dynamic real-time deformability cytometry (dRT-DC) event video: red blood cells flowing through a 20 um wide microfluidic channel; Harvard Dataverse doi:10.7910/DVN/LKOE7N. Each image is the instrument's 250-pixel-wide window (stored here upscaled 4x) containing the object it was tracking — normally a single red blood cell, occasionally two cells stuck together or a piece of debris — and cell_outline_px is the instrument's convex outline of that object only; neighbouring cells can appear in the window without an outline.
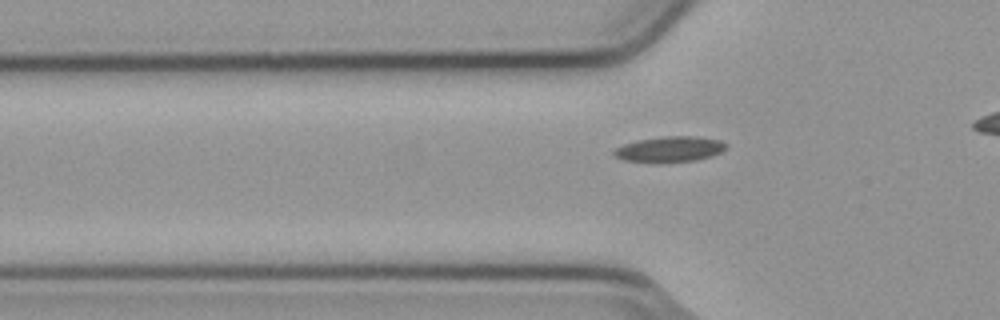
{"species": "common noctule bat (a hibernating species)", "species_latin": "Nyctalus noctula", "temperature_condition": "cold", "stored_images_in_passage": 39, "camera_frame_rate_fps": 3000, "um_per_image_px": 0.085, "animal": {"sex": "male", "body_mass_g": 23.1, "forearm_length_mm": 52.7}, "frame": {"image": 1, "passage_image": 12, "time_ms": 3.667, "image_size_px": [1000, 320], "cell_outline_px": [[728, 148], [720, 152], [696, 160], [656, 164], [624, 160], [616, 156], [612, 152], [616, 148], [624, 144], [636, 140], [664, 136], [696, 136], [720, 140], [728, 144]], "centroid_in_image_um": [56.91, 12.69], "position_along_channel_um": 68.9, "area_um2": 16.99}}
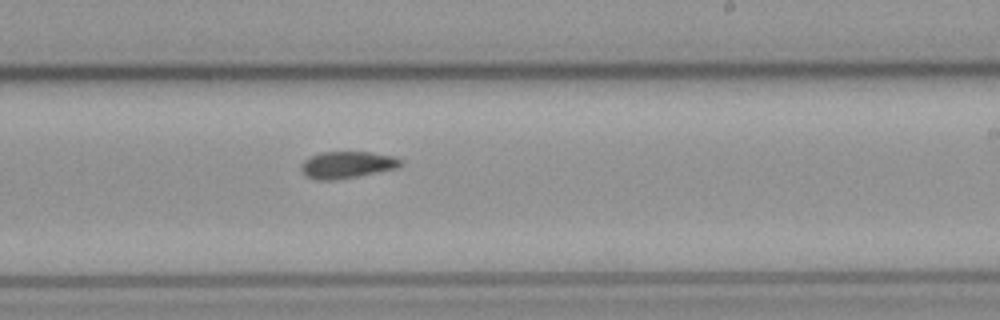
{"frame": {"image": 2, "passage_image": 27, "time_ms": 8.667, "image_size_px": [1000, 320], "cell_outline_px": [[404, 164], [396, 168], [360, 176], [336, 180], [316, 180], [304, 176], [300, 168], [300, 164], [304, 160], [320, 152], [368, 152], [392, 156], [404, 160]], "centroid_in_image_um": [29.48, 14.02], "position_along_channel_um": 259.5, "area_um2": 15.78}}
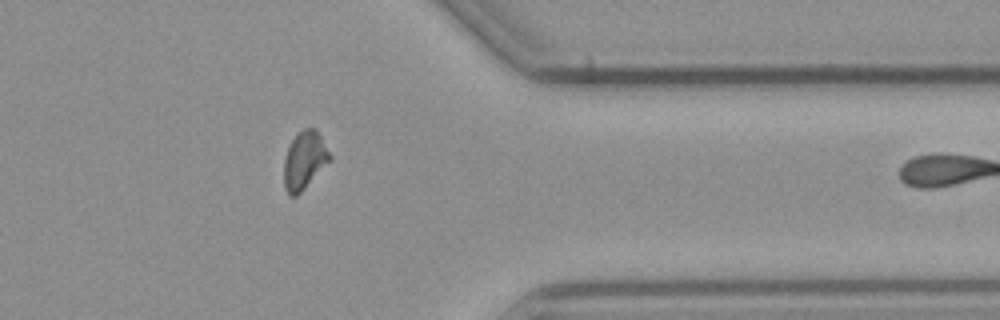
{"frame": {"image": 3, "passage_image": 38, "time_ms": 12.333, "image_size_px": [1000, 320], "cell_outline_px": [[332, 160], [296, 196], [292, 196], [284, 188], [284, 156], [296, 132], [304, 128], [316, 128], [332, 156]], "centroid_in_image_um": [25.89, 13.59], "position_along_channel_um": 385.5, "area_um2": 15.55}}